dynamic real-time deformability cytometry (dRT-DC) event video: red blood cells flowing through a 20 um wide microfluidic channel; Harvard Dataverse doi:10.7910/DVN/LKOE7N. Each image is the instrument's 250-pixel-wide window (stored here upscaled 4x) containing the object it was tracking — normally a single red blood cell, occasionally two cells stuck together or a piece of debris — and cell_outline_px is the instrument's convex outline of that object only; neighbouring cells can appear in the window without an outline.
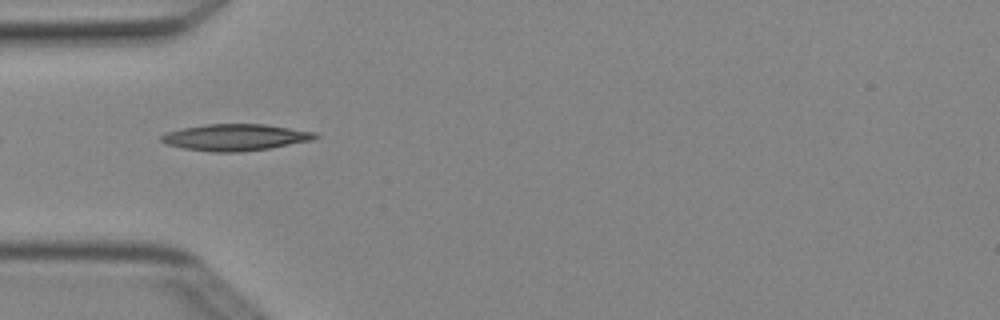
{"species": "Egyptian fruit bat (a non-hibernating species)", "species_latin": "Rousettus aegyptiacus", "temperature_condition": "cold", "stored_images_in_passage": 7, "camera_frame_rate_fps": 3000, "um_per_image_px": 0.085, "animal": {"sex": "female"}, "frame": {"image": 1, "passage_image": 5, "time_ms": 1.333, "image_size_px": [1000, 320], "cell_outline_px": [[320, 136], [312, 140], [268, 148], [240, 152], [212, 152], [184, 148], [164, 144], [160, 140], [160, 136], [168, 132], [184, 128], [204, 124], [264, 124], [316, 132]], "centroid_in_image_um": [19.99, 11.67], "position_along_channel_um": 65.0, "area_um2": 23.7}}
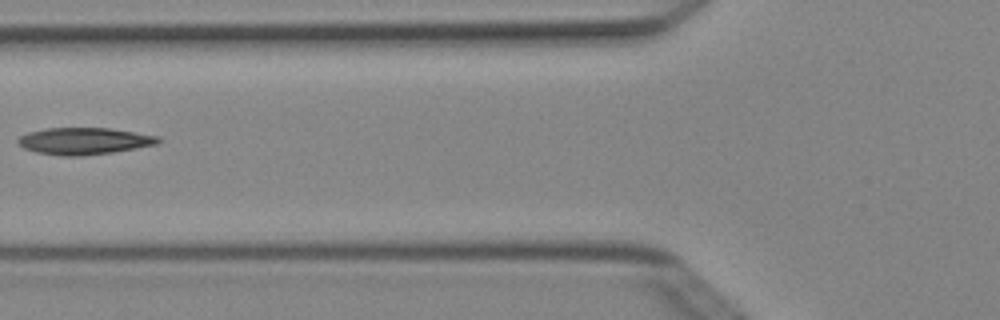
{"frame": {"image": 2, "passage_image": 6, "time_ms": 1.667, "image_size_px": [1000, 320], "cell_outline_px": [[160, 140], [156, 144], [136, 148], [112, 152], [80, 156], [60, 156], [36, 152], [24, 148], [16, 140], [20, 136], [28, 132], [48, 128], [108, 128], [160, 136]], "centroid_in_image_um": [7.13, 11.99], "position_along_channel_um": 118.7, "area_um2": 21.79}}
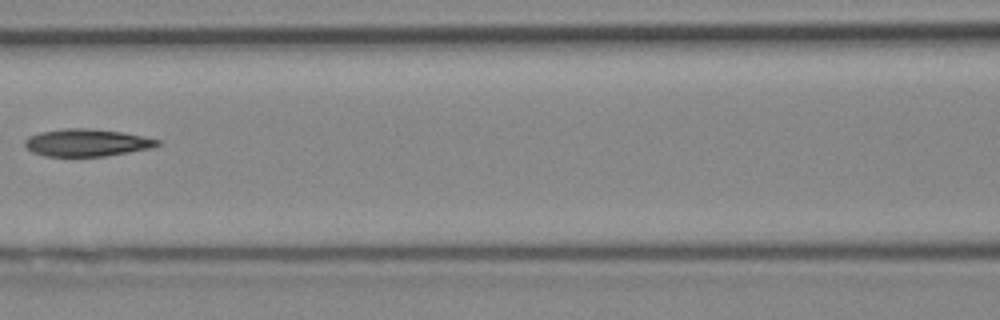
{"frame": {"image": 3, "passage_image": 7, "time_ms": 2.0, "image_size_px": [1000, 320], "cell_outline_px": [[160, 144], [152, 148], [104, 156], [44, 156], [32, 152], [24, 144], [24, 140], [28, 136], [40, 132], [64, 128], [88, 128], [124, 132], [160, 140]], "centroid_in_image_um": [7.36, 12.12], "position_along_channel_um": 159.2, "area_um2": 21.15}}